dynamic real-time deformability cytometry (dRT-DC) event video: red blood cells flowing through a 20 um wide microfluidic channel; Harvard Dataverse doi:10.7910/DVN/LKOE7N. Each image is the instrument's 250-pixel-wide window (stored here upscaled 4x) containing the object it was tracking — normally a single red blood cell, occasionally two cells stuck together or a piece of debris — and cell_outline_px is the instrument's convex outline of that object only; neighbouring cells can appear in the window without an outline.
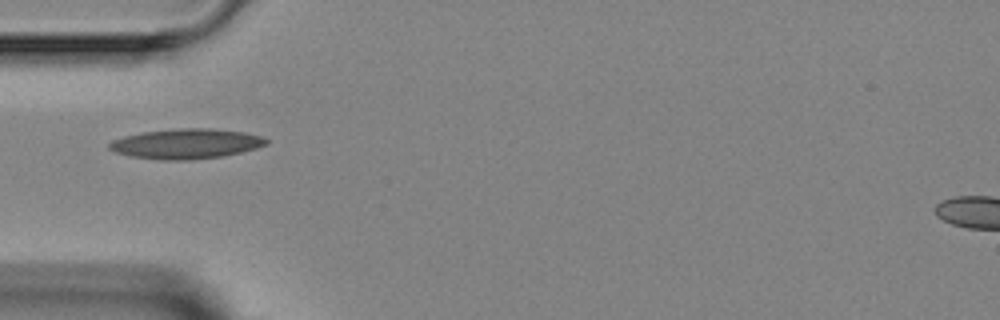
{"species": "Egyptian fruit bat (a non-hibernating species)", "species_latin": "Rousettus aegyptiacus", "temperature_condition": "room temperature", "stored_images_in_passage": 3, "camera_frame_rate_fps": 3000, "um_per_image_px": 0.085, "animal": {"sex": "female"}, "frame": {"image": 1, "passage_image": 3, "time_ms": 2.333, "image_size_px": [1000, 320], "cell_outline_px": [[268, 144], [256, 148], [224, 156], [192, 160], [160, 160], [132, 156], [116, 152], [108, 148], [108, 144], [112, 140], [124, 136], [144, 132], [180, 128], [212, 128], [244, 132], [260, 136], [268, 140]], "centroid_in_image_um": [15.83, 12.22], "position_along_channel_um": 69.2, "area_um2": 27.4}}